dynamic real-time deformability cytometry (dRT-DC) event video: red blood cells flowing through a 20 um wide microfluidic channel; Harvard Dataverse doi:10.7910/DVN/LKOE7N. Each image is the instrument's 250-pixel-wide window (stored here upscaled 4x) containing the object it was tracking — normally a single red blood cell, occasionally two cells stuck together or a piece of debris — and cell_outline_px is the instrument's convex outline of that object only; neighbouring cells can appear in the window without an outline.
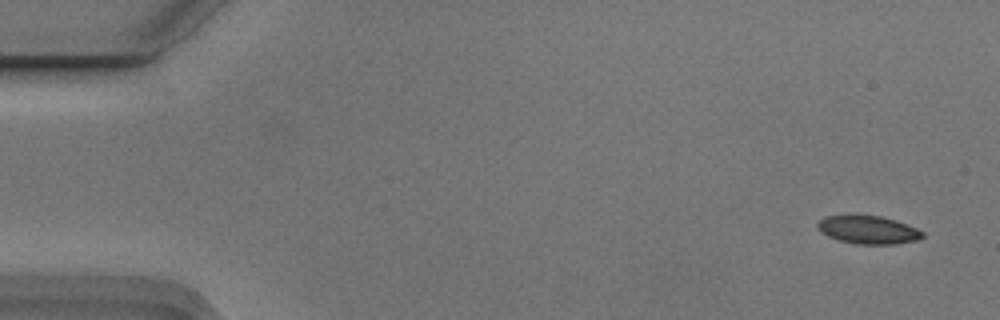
{"species": "Egyptian fruit bat (a non-hibernating species)", "species_latin": "Rousettus aegyptiacus", "temperature_condition": "cold", "stored_images_in_passage": 5, "segment_of_instrument_passage": [1, 2], "camera_frame_rate_fps": 3000, "um_per_image_px": 0.085, "animal": {"sex": "male"}, "frame": {"image": 1, "passage_image": 1, "time_ms": 0.0, "image_size_px": [1000, 320], "cell_outline_px": [[924, 236], [916, 240], [896, 244], [856, 244], [840, 240], [828, 236], [816, 224], [824, 216], [848, 212], [852, 212], [880, 216], [896, 220], [916, 228], [924, 232]], "centroid_in_image_um": [73.77, 19.48], "position_along_channel_um": 11.2, "area_um2": 17.69}}
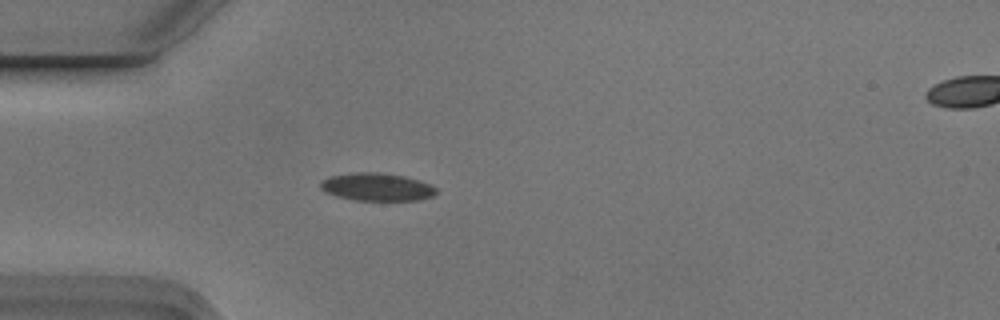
{"frame": {"image": 2, "passage_image": 4, "time_ms": 1.0, "image_size_px": [1000, 320], "cell_outline_px": [[436, 192], [432, 196], [420, 200], [352, 200], [336, 196], [324, 192], [320, 188], [320, 180], [328, 176], [352, 172], [376, 172], [404, 176], [428, 184], [436, 188]], "centroid_in_image_um": [31.94, 15.89], "position_along_channel_um": 53.1, "area_um2": 18.79}}